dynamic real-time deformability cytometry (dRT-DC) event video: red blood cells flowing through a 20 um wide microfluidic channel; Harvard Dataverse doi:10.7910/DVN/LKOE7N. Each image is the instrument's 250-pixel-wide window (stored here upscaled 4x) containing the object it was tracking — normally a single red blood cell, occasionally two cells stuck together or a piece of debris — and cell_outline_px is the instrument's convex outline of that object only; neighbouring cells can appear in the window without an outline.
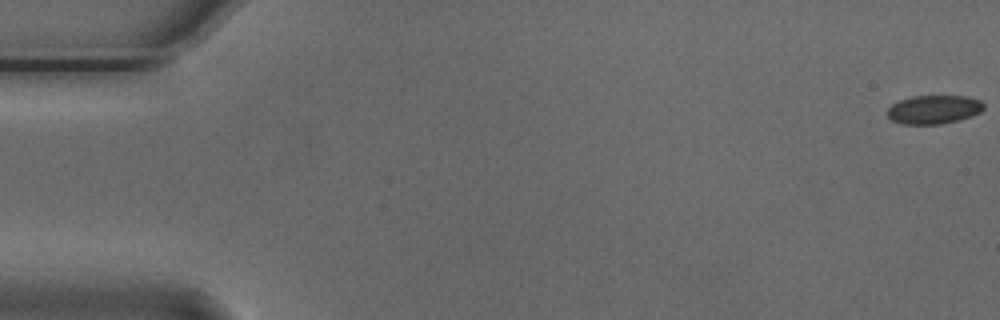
{"species": "Egyptian fruit bat (a non-hibernating species)", "species_latin": "Rousettus aegyptiacus", "temperature_condition": "cold", "stored_images_in_passage": 50, "camera_frame_rate_fps": 3000, "um_per_image_px": 0.085, "animal": {"sex": "male"}, "frame": {"image": 1, "passage_image": 1, "time_ms": 0.0, "image_size_px": [1000, 320], "cell_outline_px": [[984, 108], [980, 112], [972, 116], [960, 120], [940, 124], [904, 124], [892, 120], [888, 116], [888, 108], [892, 104], [900, 100], [912, 96], [968, 96], [980, 100], [984, 104]], "centroid_in_image_um": [79.4, 9.3], "position_along_channel_um": 5.6, "area_um2": 16.13}}
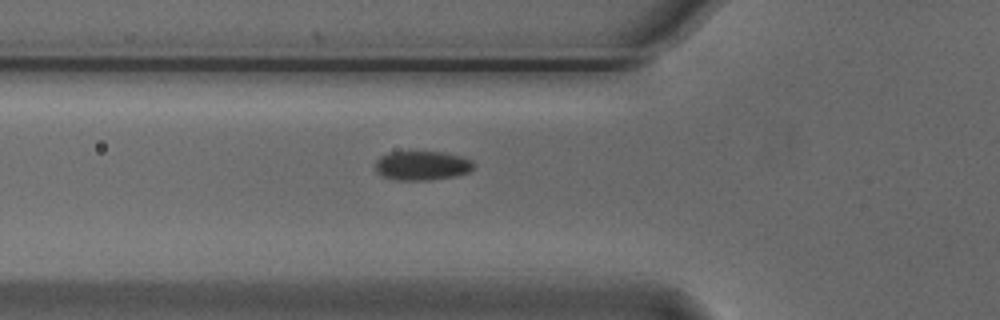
{"frame": {"image": 2, "passage_image": 20, "time_ms": 6.333, "image_size_px": [1000, 320], "cell_outline_px": [[476, 164], [468, 172], [456, 176], [432, 180], [396, 180], [380, 176], [376, 172], [376, 160], [380, 156], [388, 152], [444, 152], [460, 156], [472, 160]], "centroid_in_image_um": [35.86, 14.08], "position_along_channel_um": 89.9, "area_um2": 16.94}}
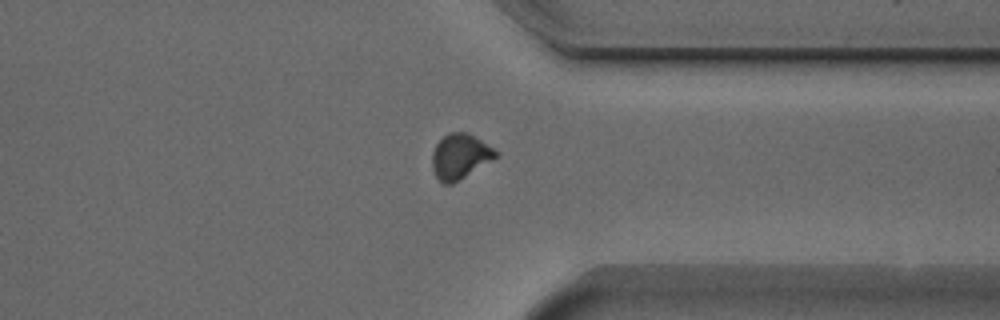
{"frame": {"image": 3, "passage_image": 43, "time_ms": 14.0, "image_size_px": [1000, 320], "cell_outline_px": [[500, 156], [452, 184], [444, 184], [436, 176], [432, 168], [432, 152], [436, 144], [448, 132], [468, 132], [500, 152]], "centroid_in_image_um": [39.13, 13.28], "position_along_channel_um": 372.3, "area_um2": 16.82}}